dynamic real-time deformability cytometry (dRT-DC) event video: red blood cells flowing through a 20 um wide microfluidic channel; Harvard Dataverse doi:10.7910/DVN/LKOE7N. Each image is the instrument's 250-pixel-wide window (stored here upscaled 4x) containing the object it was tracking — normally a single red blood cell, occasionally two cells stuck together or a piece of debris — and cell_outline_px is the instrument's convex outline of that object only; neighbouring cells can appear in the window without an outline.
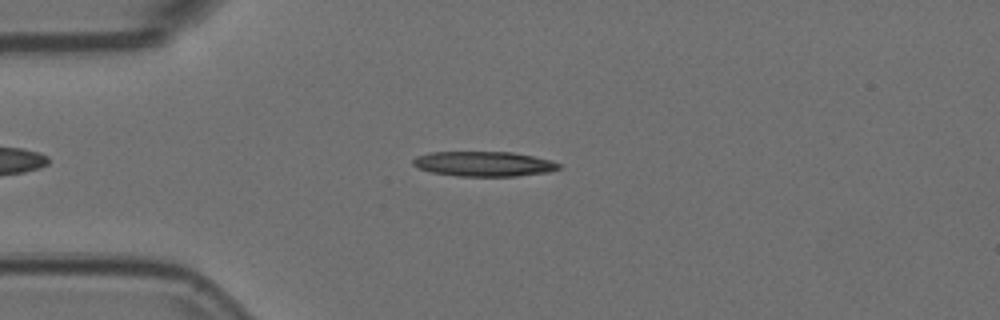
{"species": "Egyptian fruit bat (a non-hibernating species)", "species_latin": "Rousettus aegyptiacus", "temperature_condition": "room temperature", "stored_images_in_passage": 49, "camera_frame_rate_fps": 3000, "um_per_image_px": 0.085, "animal": {"sex": "female"}, "frame": {"image": 1, "passage_image": 9, "time_ms": 2.667, "image_size_px": [1000, 320], "cell_outline_px": [[560, 168], [548, 172], [516, 176], [456, 176], [432, 172], [420, 168], [412, 164], [412, 160], [416, 156], [428, 152], [512, 152], [552, 160], [560, 164]], "centroid_in_image_um": [41.11, 13.93], "position_along_channel_um": 43.9, "area_um2": 21.15}}
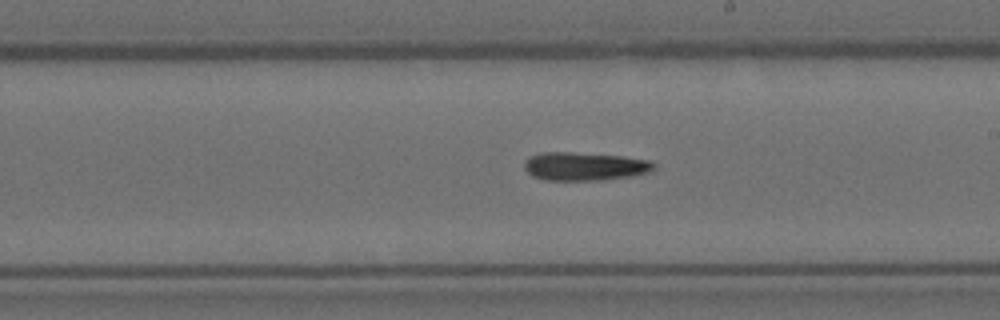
{"frame": {"image": 2, "passage_image": 26, "time_ms": 8.333, "image_size_px": [1000, 320], "cell_outline_px": [[656, 168], [648, 172], [632, 176], [600, 180], [544, 180], [532, 176], [524, 168], [524, 164], [532, 156], [544, 152], [572, 152], [624, 156], [652, 160], [656, 164]], "centroid_in_image_um": [49.75, 14.14], "position_along_channel_um": 239.2, "area_um2": 21.44}}
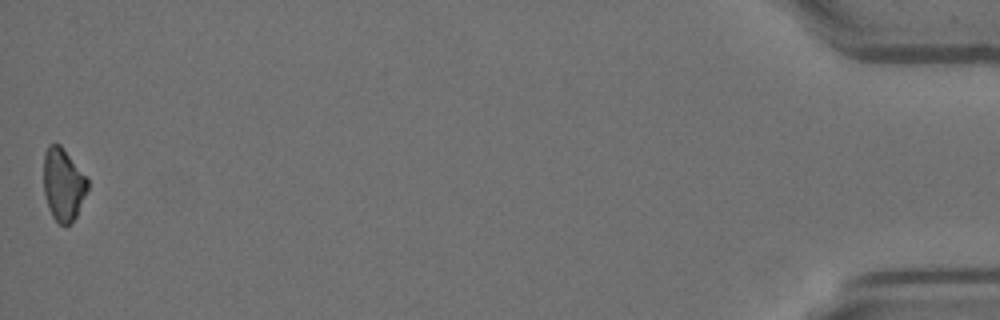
{"frame": {"image": 3, "passage_image": 49, "time_ms": 16.0, "image_size_px": [1000, 320], "cell_outline_px": [[88, 188], [76, 216], [64, 228], [52, 216], [48, 208], [44, 192], [44, 152], [48, 144], [60, 144], [88, 176]], "centroid_in_image_um": [5.38, 15.66], "position_along_channel_um": 429.8, "area_um2": 18.79}}